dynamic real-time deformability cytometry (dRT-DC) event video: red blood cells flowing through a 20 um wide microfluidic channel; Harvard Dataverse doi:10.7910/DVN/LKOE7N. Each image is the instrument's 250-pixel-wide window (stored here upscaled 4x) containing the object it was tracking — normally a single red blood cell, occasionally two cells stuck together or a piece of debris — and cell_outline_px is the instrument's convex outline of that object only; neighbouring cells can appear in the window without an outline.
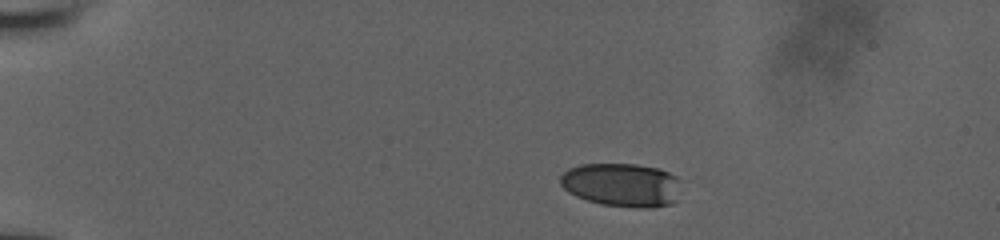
{"species": "human", "species_latin": "Homo sapiens", "temperature_condition": "room temperature", "stored_images_in_passage": 20, "camera_frame_rate_fps": 3000, "um_per_image_px": 0.085, "donor": {"sex": "male"}, "frame": {"image": 1, "passage_image": 5, "time_ms": 1.667, "image_size_px": [1000, 240], "cell_outline_px": [[676, 200], [672, 204], [652, 208], [640, 208], [600, 204], [576, 196], [568, 192], [560, 184], [560, 176], [568, 168], [580, 164], [636, 164], [660, 168], [676, 176]], "centroid_in_image_um": [52.8, 15.71], "position_along_channel_um": 32.2, "area_um2": 30.58}}